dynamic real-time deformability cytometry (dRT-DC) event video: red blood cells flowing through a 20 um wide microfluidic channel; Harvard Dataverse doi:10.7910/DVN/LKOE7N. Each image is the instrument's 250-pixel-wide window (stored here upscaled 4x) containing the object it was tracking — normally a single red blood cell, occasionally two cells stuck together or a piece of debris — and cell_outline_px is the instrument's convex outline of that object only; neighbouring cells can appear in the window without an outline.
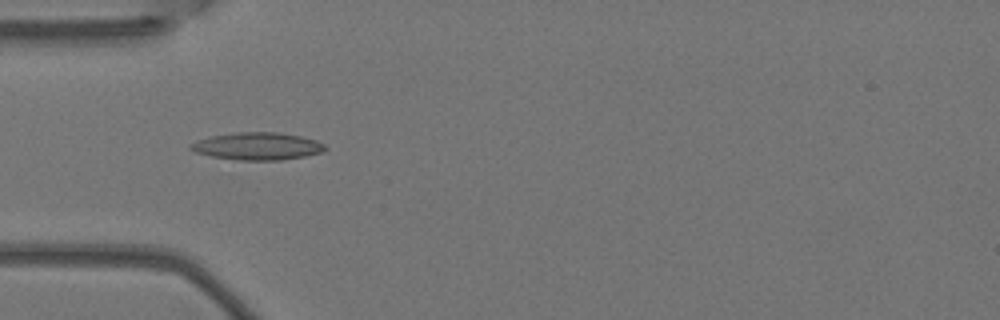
{"species": "Egyptian fruit bat (a non-hibernating species)", "species_latin": "Rousettus aegyptiacus", "temperature_condition": "warm", "stored_images_in_passage": 5, "camera_frame_rate_fps": 3000, "um_per_image_px": 0.085, "animal": {"sex": "female"}, "frame": {"image": 1, "passage_image": 2, "time_ms": 0.333, "image_size_px": [1000, 320], "cell_outline_px": [[328, 148], [324, 152], [304, 156], [280, 160], [240, 160], [212, 156], [196, 152], [188, 148], [188, 144], [196, 140], [212, 136], [236, 132], [276, 132], [300, 136], [316, 140], [324, 144]], "centroid_in_image_um": [21.88, 12.42], "position_along_channel_um": 63.1, "area_um2": 21.5}}
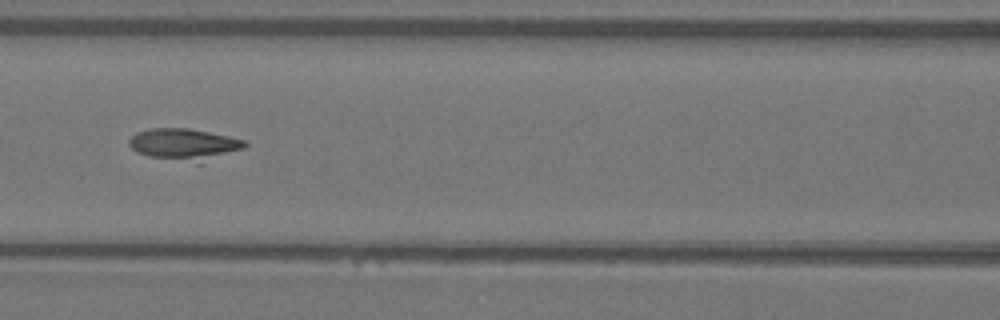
{"frame": {"image": 2, "passage_image": 4, "time_ms": 1.0, "image_size_px": [1000, 320], "cell_outline_px": [[248, 144], [244, 148], [200, 164], [148, 156], [136, 152], [128, 144], [128, 140], [136, 132], [152, 128], [188, 128], [248, 140]], "centroid_in_image_um": [15.68, 12.28], "position_along_channel_um": 150.9, "area_um2": 21.56}}
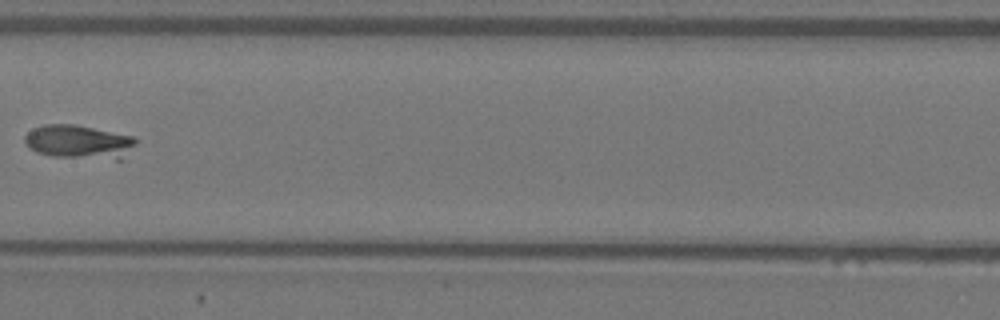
{"frame": {"image": 3, "passage_image": 5, "time_ms": 1.333, "image_size_px": [1000, 320], "cell_outline_px": [[136, 144], [120, 160], [116, 160], [52, 156], [36, 152], [24, 140], [24, 136], [32, 128], [44, 124], [72, 124], [132, 136], [136, 140]], "centroid_in_image_um": [6.7, 12.07], "position_along_channel_um": 200.7, "area_um2": 21.73}}